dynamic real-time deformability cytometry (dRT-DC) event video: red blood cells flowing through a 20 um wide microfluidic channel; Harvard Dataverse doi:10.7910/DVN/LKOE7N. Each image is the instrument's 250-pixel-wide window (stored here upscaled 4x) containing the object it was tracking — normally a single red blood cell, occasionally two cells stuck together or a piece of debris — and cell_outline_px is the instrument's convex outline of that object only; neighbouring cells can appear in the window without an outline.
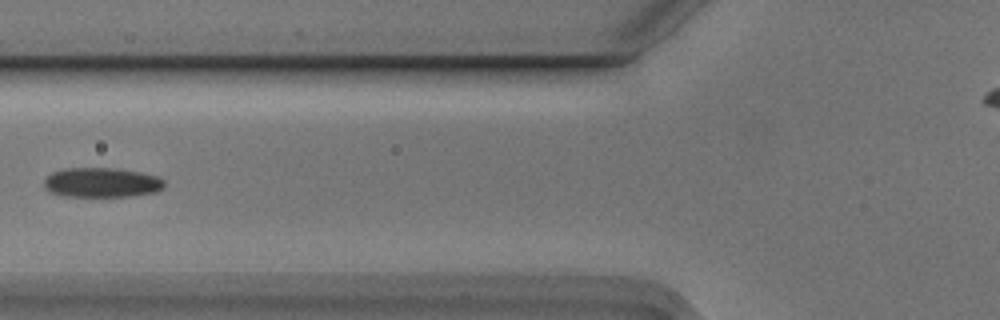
{"species": "Egyptian fruit bat (a non-hibernating species)", "species_latin": "Rousettus aegyptiacus", "temperature_condition": "cold", "stored_images_in_passage": 6, "camera_frame_rate_fps": 3000, "um_per_image_px": 0.085, "animal": {"sex": "male"}, "frame": {"image": 1, "passage_image": 5, "time_ms": 1.333, "image_size_px": [1000, 320], "cell_outline_px": [[164, 188], [156, 192], [132, 196], [60, 196], [48, 192], [44, 188], [44, 180], [52, 172], [64, 168], [120, 168], [140, 172], [156, 176], [164, 180]], "centroid_in_image_um": [8.62, 15.51], "position_along_channel_um": 117.2, "area_um2": 21.04}}
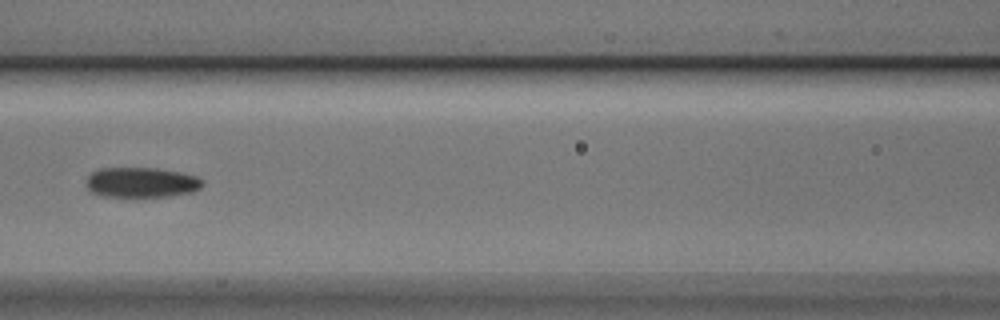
{"frame": {"image": 2, "passage_image": 6, "time_ms": 1.667, "image_size_px": [1000, 320], "cell_outline_px": [[204, 184], [200, 188], [192, 192], [168, 196], [104, 196], [88, 192], [84, 184], [84, 180], [92, 172], [100, 168], [156, 168], [180, 172], [196, 176], [204, 180]], "centroid_in_image_um": [11.97, 15.5], "position_along_channel_um": 154.6, "area_um2": 20.63}}